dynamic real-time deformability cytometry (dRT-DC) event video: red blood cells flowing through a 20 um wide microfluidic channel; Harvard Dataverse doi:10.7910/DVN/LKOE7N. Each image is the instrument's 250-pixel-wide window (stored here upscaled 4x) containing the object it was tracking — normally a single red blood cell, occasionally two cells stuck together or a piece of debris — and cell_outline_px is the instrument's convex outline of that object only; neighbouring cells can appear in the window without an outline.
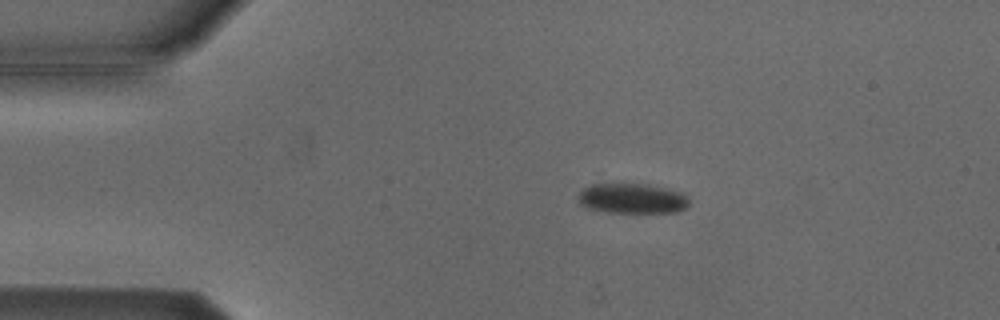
{"species": "Egyptian fruit bat (a non-hibernating species)", "species_latin": "Rousettus aegyptiacus", "temperature_condition": "cold", "stored_images_in_passage": 5, "camera_frame_rate_fps": 3000, "um_per_image_px": 0.085, "animal": {"sex": "male"}, "frame": {"image": 1, "passage_image": 3, "time_ms": 2.333, "image_size_px": [1000, 320], "cell_outline_px": [[688, 204], [684, 208], [676, 212], [608, 212], [588, 208], [580, 204], [580, 192], [584, 188], [592, 184], [648, 184], [680, 192], [688, 200]], "centroid_in_image_um": [53.72, 16.87], "position_along_channel_um": 31.3, "area_um2": 19.02}}
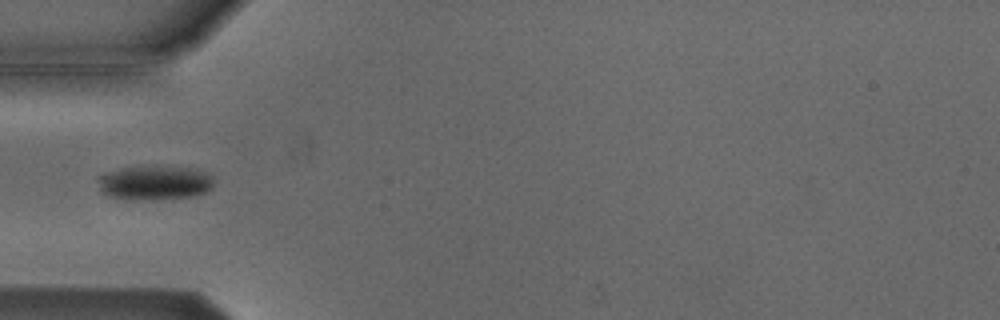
{"frame": {"image": 2, "passage_image": 5, "time_ms": 4.667, "image_size_px": [1000, 320], "cell_outline_px": [[212, 188], [204, 192], [192, 196], [152, 200], [128, 200], [108, 196], [104, 192], [96, 176], [104, 172], [120, 168], [140, 164], [156, 164], [196, 168], [208, 172], [212, 176]], "centroid_in_image_um": [13.13, 15.48], "position_along_channel_um": 71.9, "area_um2": 24.16}}